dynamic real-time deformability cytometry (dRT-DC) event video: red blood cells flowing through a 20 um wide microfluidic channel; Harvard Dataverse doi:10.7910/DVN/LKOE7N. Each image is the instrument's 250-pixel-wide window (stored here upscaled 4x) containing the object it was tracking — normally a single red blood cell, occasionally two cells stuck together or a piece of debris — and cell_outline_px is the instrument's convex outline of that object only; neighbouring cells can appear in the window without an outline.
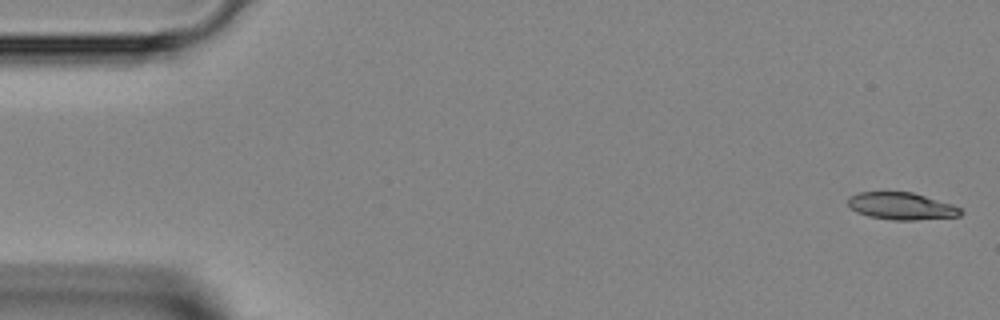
{"species": "Egyptian fruit bat (a non-hibernating species)", "species_latin": "Rousettus aegyptiacus", "temperature_condition": "room temperature", "stored_images_in_passage": 45, "camera_frame_rate_fps": 3000, "um_per_image_px": 0.085, "animal": {"sex": "female"}, "frame": {"image": 1, "passage_image": 1, "time_ms": 0.0, "image_size_px": [1000, 320], "cell_outline_px": [[964, 212], [960, 216], [912, 220], [892, 220], [868, 216], [856, 212], [848, 204], [848, 196], [860, 192], [912, 192], [952, 204], [960, 208]], "centroid_in_image_um": [76.62, 17.52], "position_along_channel_um": 8.4, "area_um2": 17.8}}
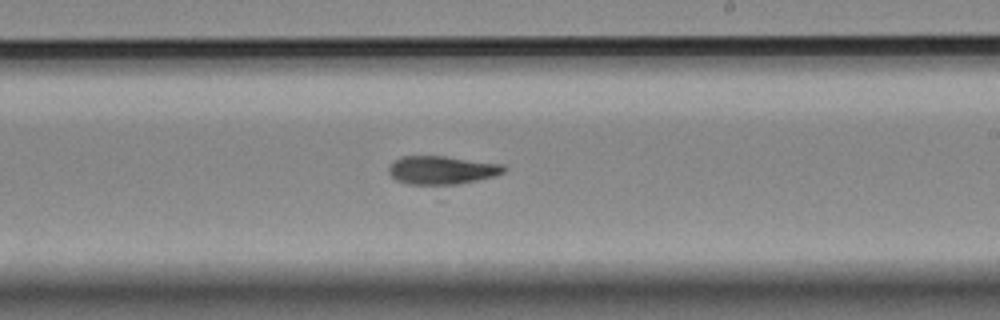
{"frame": {"image": 2, "passage_image": 26, "time_ms": 8.333, "image_size_px": [1000, 320], "cell_outline_px": [[508, 168], [504, 172], [492, 176], [476, 180], [456, 184], [408, 184], [396, 180], [388, 172], [388, 168], [396, 160], [404, 156], [444, 156], [504, 164]], "centroid_in_image_um": [37.57, 14.45], "position_along_channel_um": 251.4, "area_um2": 18.79}}
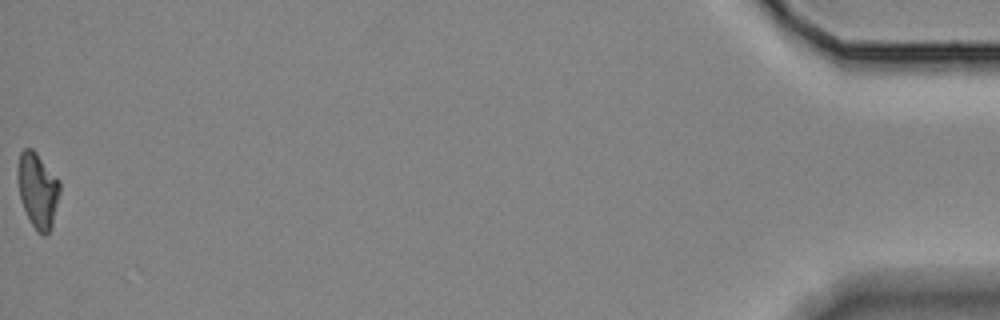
{"frame": {"image": 3, "passage_image": 45, "time_ms": 14.667, "image_size_px": [1000, 320], "cell_outline_px": [[60, 192], [52, 228], [44, 236], [32, 224], [24, 208], [20, 196], [16, 176], [16, 168], [20, 152], [24, 148], [32, 148], [36, 152], [60, 180]], "centroid_in_image_um": [3.2, 16.12], "position_along_channel_um": 432.0, "area_um2": 18.55}}